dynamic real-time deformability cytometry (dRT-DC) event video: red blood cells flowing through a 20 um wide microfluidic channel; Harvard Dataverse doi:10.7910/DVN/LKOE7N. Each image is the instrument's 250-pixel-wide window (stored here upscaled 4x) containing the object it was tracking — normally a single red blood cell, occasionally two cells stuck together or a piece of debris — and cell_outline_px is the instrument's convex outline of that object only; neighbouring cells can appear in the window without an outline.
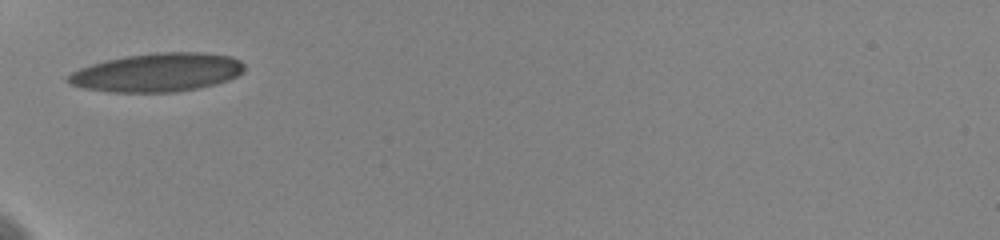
{"species": "human", "species_latin": "Homo sapiens", "temperature_condition": "cold", "stored_images_in_passage": 30, "camera_frame_rate_fps": 3000, "um_per_image_px": 0.085, "donor": {"sex": "female"}, "frame": {"image": 1, "passage_image": 1, "time_ms": 0.0, "image_size_px": [1000, 240], "cell_outline_px": [[244, 72], [228, 80], [216, 84], [196, 88], [172, 92], [108, 92], [84, 88], [72, 84], [68, 80], [68, 76], [72, 72], [80, 68], [104, 60], [124, 56], [156, 52], [204, 52], [232, 56], [240, 60], [244, 64]], "centroid_in_image_um": [13.4, 6.14], "position_along_channel_um": 71.6, "area_um2": 39.65}}
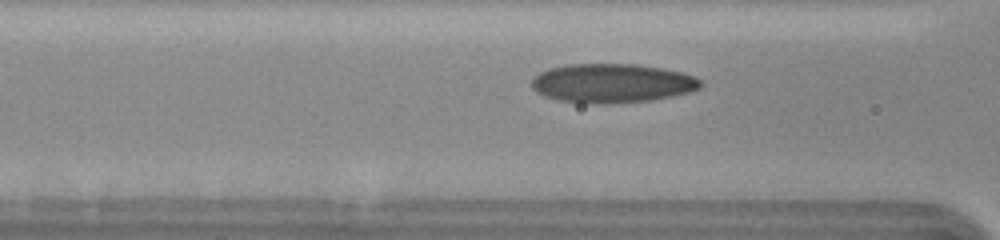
{"frame": {"image": 2, "passage_image": 5, "time_ms": 1.333, "image_size_px": [1000, 240], "cell_outline_px": [[704, 84], [700, 88], [688, 92], [672, 96], [652, 100], [608, 104], [588, 104], [556, 100], [544, 96], [536, 92], [532, 88], [532, 80], [540, 72], [548, 68], [568, 64], [636, 64], [660, 68], [680, 72], [696, 76]], "centroid_in_image_um": [52.01, 7.08], "position_along_channel_um": 114.6, "area_um2": 38.73}}
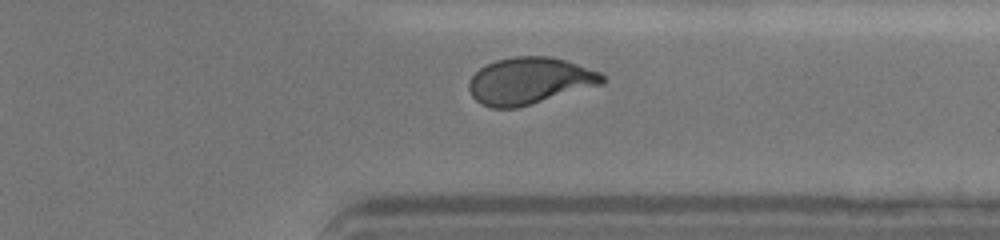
{"frame": {"image": 3, "passage_image": 26, "time_ms": 8.333, "image_size_px": [1000, 240], "cell_outline_px": [[604, 84], [520, 108], [492, 108], [480, 104], [472, 96], [468, 88], [468, 80], [480, 68], [496, 60], [516, 56], [552, 56], [600, 72], [604, 76]], "centroid_in_image_um": [45.01, 6.89], "position_along_channel_um": 366.4, "area_um2": 36.65}, "authors_computed_cell_mechanics": {"area_um2": 36.6163, "velocity_mm_per_s": 3.5905, "shape_relaxation_time_tau1_ms": 6.9491, "shape_relaxation_time_tau2_ms": 1.2016, "deformation_change_tau1": 0.2026, "deformation_change_tau2": 0.0747}}